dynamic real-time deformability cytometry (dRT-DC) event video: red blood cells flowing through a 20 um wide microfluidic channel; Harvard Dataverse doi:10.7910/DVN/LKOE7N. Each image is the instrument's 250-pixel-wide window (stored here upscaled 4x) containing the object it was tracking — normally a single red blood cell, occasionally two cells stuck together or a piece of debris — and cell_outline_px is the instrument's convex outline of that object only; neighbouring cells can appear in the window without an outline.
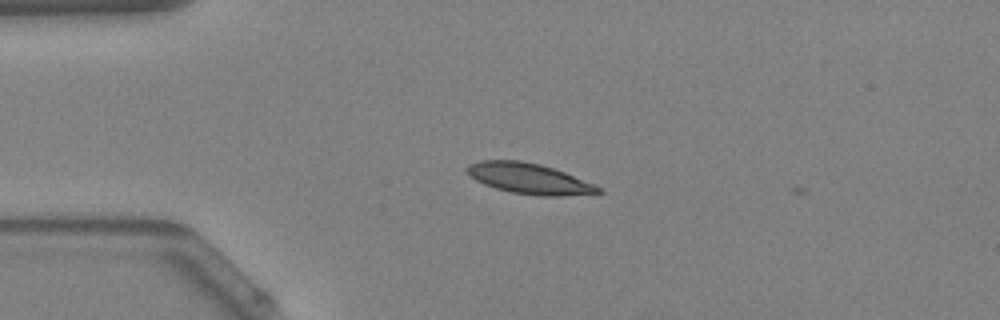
{"species": "Egyptian fruit bat (a non-hibernating species)", "species_latin": "Rousettus aegyptiacus", "temperature_condition": "warm", "stored_images_in_passage": 5, "camera_frame_rate_fps": 3000, "um_per_image_px": 0.085, "animal": {"sex": "female"}, "frame": {"image": 1, "passage_image": 3, "time_ms": 0.667, "image_size_px": [1000, 320], "cell_outline_px": [[604, 192], [560, 196], [540, 196], [512, 192], [496, 188], [484, 184], [476, 180], [464, 168], [468, 164], [480, 160], [520, 160], [540, 164], [564, 172], [592, 184], [600, 188]], "centroid_in_image_um": [44.92, 15.17], "position_along_channel_um": 40.1, "area_um2": 23.06}}